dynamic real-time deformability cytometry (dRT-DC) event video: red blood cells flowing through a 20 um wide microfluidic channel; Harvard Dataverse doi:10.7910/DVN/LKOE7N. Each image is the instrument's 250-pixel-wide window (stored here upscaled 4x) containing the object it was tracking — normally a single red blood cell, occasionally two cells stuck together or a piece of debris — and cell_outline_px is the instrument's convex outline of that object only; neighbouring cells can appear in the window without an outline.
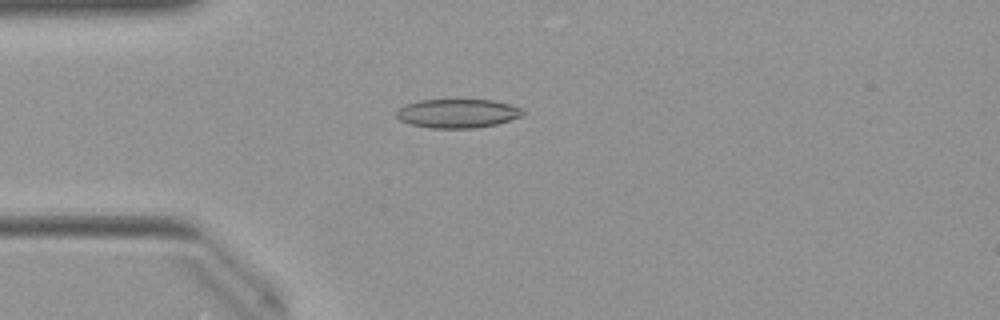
{"species": "Egyptian fruit bat (a non-hibernating species)", "species_latin": "Rousettus aegyptiacus", "temperature_condition": "warm", "stored_images_in_passage": 29, "camera_frame_rate_fps": 3000, "um_per_image_px": 0.085, "animal": {"sex": "female"}, "frame": {"image": 1, "passage_image": 3, "time_ms": 0.667, "image_size_px": [1000, 320], "cell_outline_px": [[524, 116], [496, 124], [476, 128], [432, 128], [408, 124], [400, 120], [396, 116], [396, 112], [404, 104], [420, 100], [492, 100], [512, 104], [524, 108]], "centroid_in_image_um": [38.93, 9.64], "position_along_channel_um": 46.1, "area_um2": 21.5}}
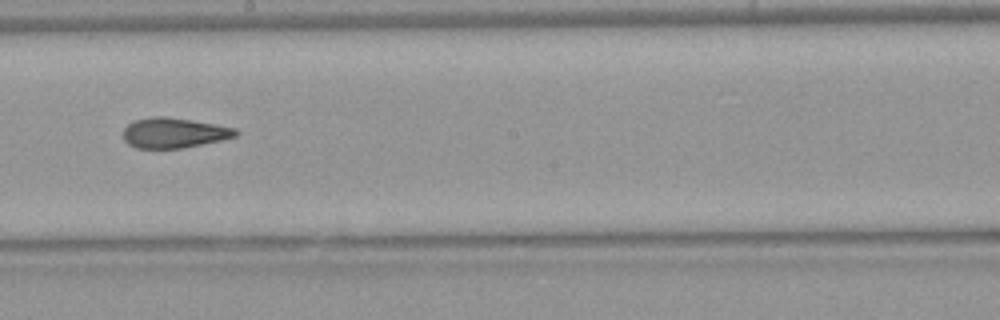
{"frame": {"image": 2, "passage_image": 18, "time_ms": 5.667, "image_size_px": [1000, 320], "cell_outline_px": [[240, 132], [236, 136], [220, 140], [180, 148], [136, 148], [128, 144], [124, 140], [124, 128], [128, 124], [136, 120], [152, 116], [164, 116], [192, 120], [216, 124], [236, 128]], "centroid_in_image_um": [14.79, 11.28], "position_along_channel_um": 233.4, "area_um2": 19.65}}
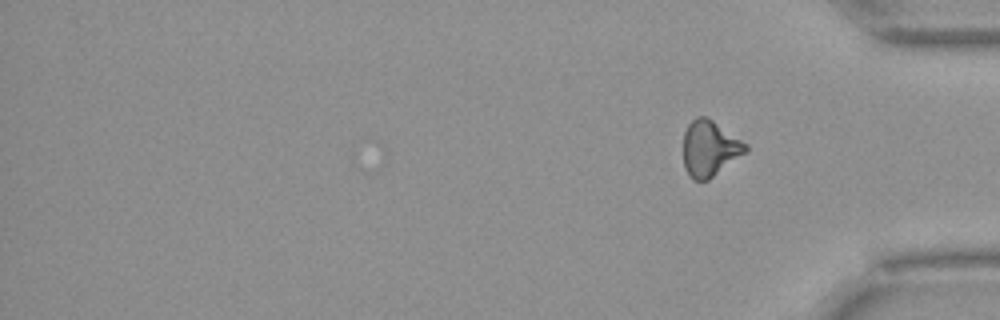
{"frame": {"image": 3, "passage_image": 29, "time_ms": 9.333, "image_size_px": [1000, 320], "cell_outline_px": [[748, 152], [708, 180], [692, 180], [688, 176], [684, 168], [684, 132], [688, 124], [696, 116], [704, 116], [712, 120], [748, 144]], "centroid_in_image_um": [60.33, 12.63], "position_along_channel_um": 374.9, "area_um2": 20.4}, "authors_computed_cell_mechanics": {"area_um2": 20.3456, "velocity_mm_per_s": 4.025, "shape_relaxation_time_tau1_ms": null, "shape_relaxation_time_tau2_ms": 2.5594, "deformation_change_tau1": null, "deformation_change_tau2": 0.1115}}